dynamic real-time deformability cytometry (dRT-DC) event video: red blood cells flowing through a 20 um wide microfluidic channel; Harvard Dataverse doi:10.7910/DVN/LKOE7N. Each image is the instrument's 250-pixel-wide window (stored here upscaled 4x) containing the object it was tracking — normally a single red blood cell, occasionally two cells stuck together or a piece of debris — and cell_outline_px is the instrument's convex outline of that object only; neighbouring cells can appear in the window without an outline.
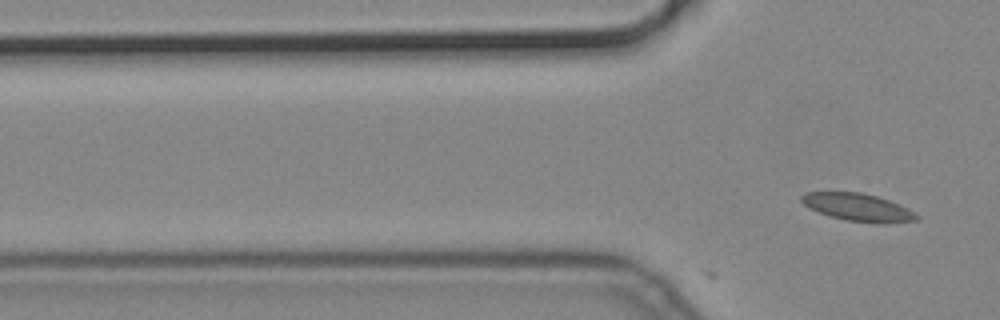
{"species": "common noctule bat (a hibernating species)", "species_latin": "Nyctalus noctula", "temperature_condition": "cold", "stored_images_in_passage": 12, "camera_frame_rate_fps": 3000, "um_per_image_px": 0.085, "animal": {"sex": "male", "body_mass_g": 19.2, "forearm_length_mm": 51.8}, "frame": {"image": 1, "passage_image": 12, "time_ms": 3.667, "image_size_px": [1000, 320], "cell_outline_px": [[920, 216], [916, 220], [884, 224], [876, 224], [844, 220], [828, 216], [808, 208], [800, 200], [800, 196], [804, 192], [860, 192], [876, 196], [888, 200]], "centroid_in_image_um": [72.85, 17.63], "position_along_channel_um": 53.0, "area_um2": 18.55}}